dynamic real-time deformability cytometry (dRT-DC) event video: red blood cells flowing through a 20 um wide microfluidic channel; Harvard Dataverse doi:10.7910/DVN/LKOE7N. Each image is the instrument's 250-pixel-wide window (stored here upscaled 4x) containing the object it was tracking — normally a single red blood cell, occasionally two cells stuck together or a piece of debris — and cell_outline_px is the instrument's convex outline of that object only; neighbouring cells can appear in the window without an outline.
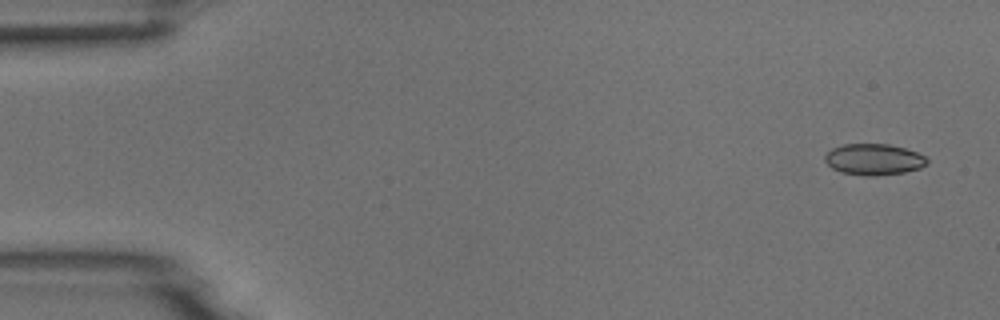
{"species": "common noctule bat (a hibernating species)", "species_latin": "Nyctalus noctula", "temperature_condition": "room temperature", "stored_images_in_passage": 2, "camera_frame_rate_fps": 3000, "um_per_image_px": 0.085, "animal": {"sex": "male", "body_mass_g": 18.8}, "frame": {"image": 1, "passage_image": 1, "time_ms": 0.0, "image_size_px": [1000, 320], "cell_outline_px": [[928, 164], [920, 168], [904, 172], [872, 176], [868, 176], [840, 172], [832, 168], [824, 160], [824, 156], [832, 148], [844, 144], [888, 144], [904, 148], [928, 156]], "centroid_in_image_um": [74.29, 13.55], "position_along_channel_um": 10.7, "area_um2": 18.61}}